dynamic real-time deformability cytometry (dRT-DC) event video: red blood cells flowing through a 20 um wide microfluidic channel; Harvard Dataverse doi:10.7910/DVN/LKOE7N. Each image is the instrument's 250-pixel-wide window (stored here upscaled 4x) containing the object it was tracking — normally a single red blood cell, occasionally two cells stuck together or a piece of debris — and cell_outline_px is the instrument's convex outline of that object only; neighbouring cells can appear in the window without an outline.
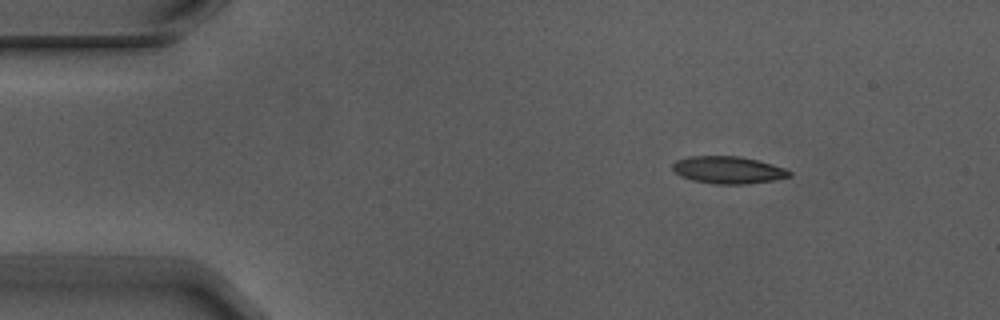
{"species": "Egyptian fruit bat (a non-hibernating species)", "species_latin": "Rousettus aegyptiacus", "temperature_condition": "warm", "stored_images_in_passage": 3, "camera_frame_rate_fps": 3000, "um_per_image_px": 0.085, "animal": {"sex": "male"}, "frame": {"image": 1, "passage_image": 1, "time_ms": 0.0, "image_size_px": [1000, 320], "cell_outline_px": [[792, 176], [776, 180], [748, 184], [712, 184], [692, 180], [680, 176], [672, 168], [672, 164], [676, 160], [688, 156], [740, 156], [772, 164], [784, 168], [792, 172]], "centroid_in_image_um": [61.9, 14.45], "position_along_channel_um": 23.1, "area_um2": 18.73}}